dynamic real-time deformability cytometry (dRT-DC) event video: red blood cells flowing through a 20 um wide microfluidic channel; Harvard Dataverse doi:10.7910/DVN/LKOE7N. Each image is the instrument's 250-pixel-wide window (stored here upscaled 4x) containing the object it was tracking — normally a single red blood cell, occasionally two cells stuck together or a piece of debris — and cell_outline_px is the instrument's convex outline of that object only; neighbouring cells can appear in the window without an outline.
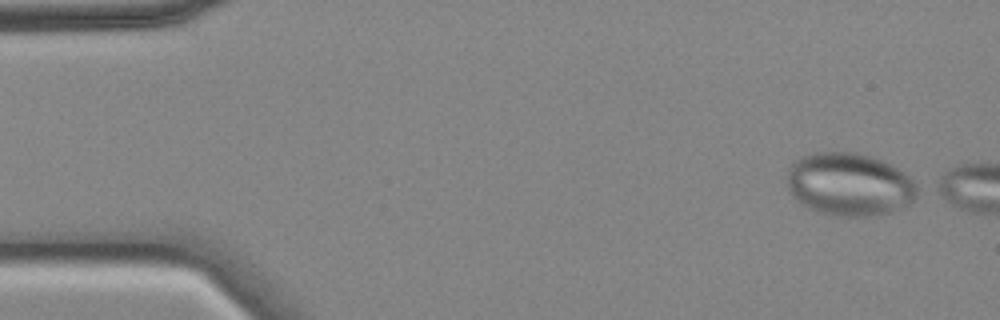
{"species": "common noctule bat (a hibernating species)", "species_latin": "Nyctalus noctula", "temperature_condition": "cold", "stored_images_in_passage": 5, "camera_frame_rate_fps": 3000, "um_per_image_px": 0.085, "animal": {"sex": "female", "body_mass_g": 18.4}, "frame": {"image": 1, "passage_image": 1, "time_ms": 0.0, "image_size_px": [1000, 320], "cell_outline_px": [[916, 200], [892, 212], [876, 216], [836, 216], [816, 212], [800, 204], [788, 192], [788, 168], [800, 156], [816, 152], [856, 152], [872, 156], [892, 164], [908, 176], [916, 184]], "centroid_in_image_um": [72.18, 15.68], "position_along_channel_um": 12.8, "area_um2": 48.26}}